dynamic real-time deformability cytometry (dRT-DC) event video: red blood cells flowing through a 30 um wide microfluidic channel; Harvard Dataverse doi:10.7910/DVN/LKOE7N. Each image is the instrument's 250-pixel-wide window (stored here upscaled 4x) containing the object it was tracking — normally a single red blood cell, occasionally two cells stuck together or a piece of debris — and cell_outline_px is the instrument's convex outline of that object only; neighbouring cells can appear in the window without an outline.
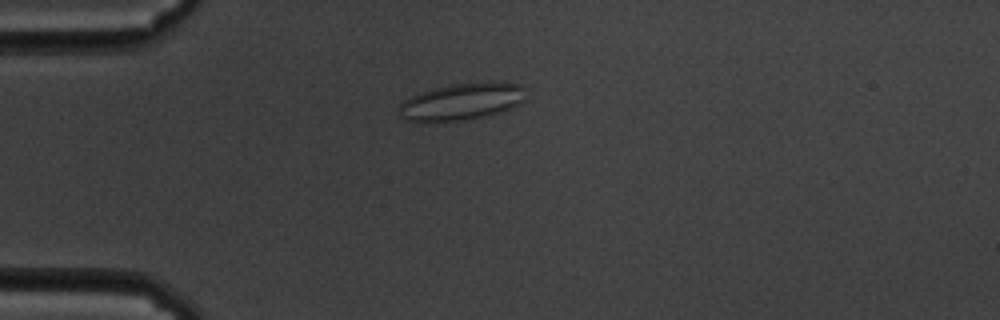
{"species": "common noctule bat (a hibernating species)", "species_latin": "Nyctalus noctula", "temperature_condition": "cold", "stored_images_in_passage": 48, "camera_frame_rate_fps": 3000, "um_per_image_px": 0.085, "animal": {"sex": "male", "body_mass_g": 19.5, "forearm_length_mm": 54.6}, "frame": {"image": 1, "passage_image": 4, "time_ms": 1.0, "image_size_px": [1000, 320], "cell_outline_px": [[524, 100], [512, 108], [504, 112], [488, 116], [468, 120], [408, 120], [400, 116], [400, 104], [404, 100], [412, 96], [432, 88], [452, 84], [524, 84]], "centroid_in_image_um": [39.28, 8.66], "position_along_channel_um": 45.7, "area_um2": 26.41}}
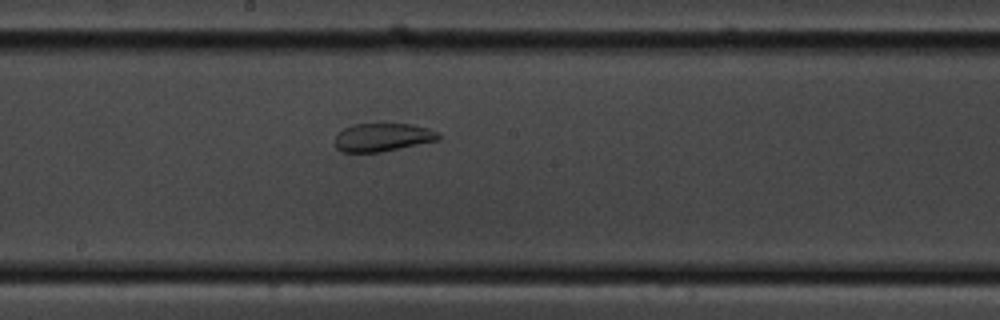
{"frame": {"image": 2, "passage_image": 21, "time_ms": 6.667, "image_size_px": [1000, 320], "cell_outline_px": [[440, 140], [380, 152], [340, 152], [336, 148], [336, 136], [344, 128], [352, 124], [412, 124], [428, 128], [440, 132]], "centroid_in_image_um": [32.55, 11.67], "position_along_channel_um": 215.6, "area_um2": 17.05}}
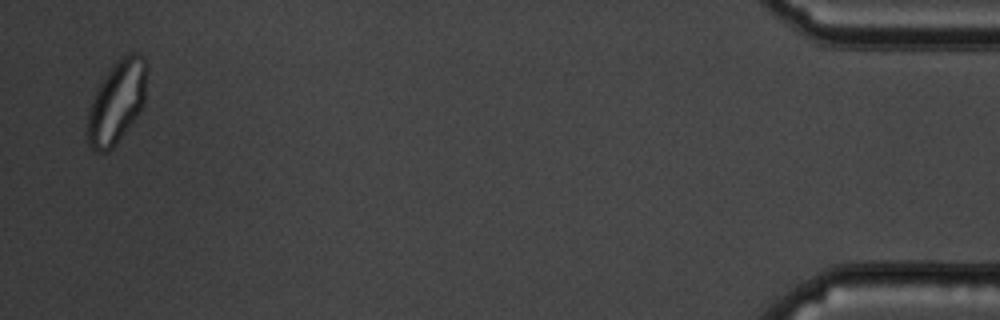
{"frame": {"image": 3, "passage_image": 47, "time_ms": 15.333, "image_size_px": [1000, 320], "cell_outline_px": [[144, 104], [140, 112], [116, 144], [108, 152], [100, 152], [92, 148], [88, 144], [84, 132], [88, 108], [96, 88], [108, 68], [128, 52], [140, 52], [144, 56]], "centroid_in_image_um": [9.85, 8.7], "position_along_channel_um": 425.4, "area_um2": 28.9}}